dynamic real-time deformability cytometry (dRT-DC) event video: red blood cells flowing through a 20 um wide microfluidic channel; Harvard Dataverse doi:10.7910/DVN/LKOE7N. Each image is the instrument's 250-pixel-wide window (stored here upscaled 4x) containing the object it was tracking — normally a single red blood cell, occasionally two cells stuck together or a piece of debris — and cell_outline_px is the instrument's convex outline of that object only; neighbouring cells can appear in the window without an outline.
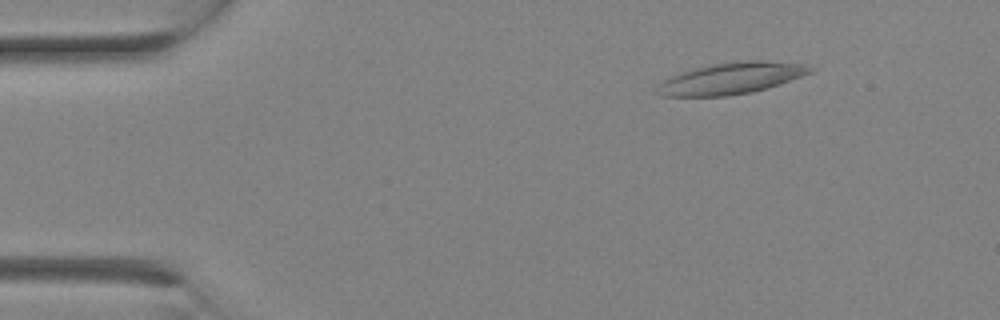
{"species": "Egyptian fruit bat (a non-hibernating species)", "species_latin": "Rousettus aegyptiacus", "temperature_condition": "room temperature", "stored_images_in_passage": 7, "camera_frame_rate_fps": 3000, "um_per_image_px": 0.085, "animal": {"sex": "female"}, "frame": {"image": 1, "passage_image": 1, "time_ms": 0.0, "image_size_px": [1000, 320], "cell_outline_px": [[816, 72], [752, 92], [728, 96], [664, 96], [656, 92], [656, 88], [664, 80], [680, 72], [692, 68], [712, 64], [748, 60], [764, 60], [804, 64], [816, 68]], "centroid_in_image_um": [62.2, 6.65], "position_along_channel_um": 22.8, "area_um2": 28.09}}
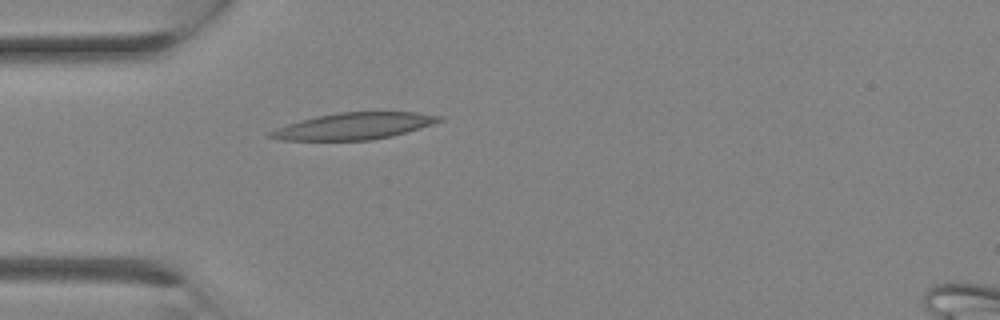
{"frame": {"image": 2, "passage_image": 5, "time_ms": 1.333, "image_size_px": [1000, 320], "cell_outline_px": [[444, 120], [420, 128], [392, 136], [372, 140], [280, 140], [268, 136], [268, 132], [276, 128], [300, 120], [316, 116], [340, 112], [416, 112], [444, 116]], "centroid_in_image_um": [30.11, 10.71], "position_along_channel_um": 54.9, "area_um2": 26.18}}
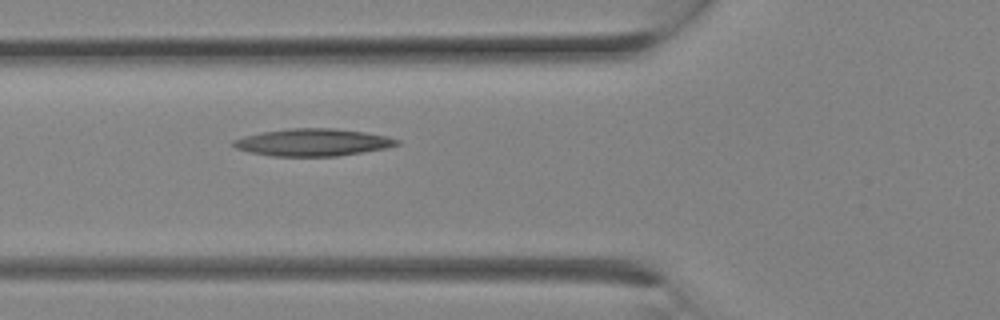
{"frame": {"image": 3, "passage_image": 7, "time_ms": 2.0, "image_size_px": [1000, 320], "cell_outline_px": [[400, 144], [384, 148], [336, 156], [272, 156], [252, 152], [236, 148], [232, 144], [232, 140], [244, 136], [264, 132], [288, 128], [336, 128], [364, 132], [388, 136], [400, 140]], "centroid_in_image_um": [26.6, 12.09], "position_along_channel_um": 99.2, "area_um2": 25.78}}